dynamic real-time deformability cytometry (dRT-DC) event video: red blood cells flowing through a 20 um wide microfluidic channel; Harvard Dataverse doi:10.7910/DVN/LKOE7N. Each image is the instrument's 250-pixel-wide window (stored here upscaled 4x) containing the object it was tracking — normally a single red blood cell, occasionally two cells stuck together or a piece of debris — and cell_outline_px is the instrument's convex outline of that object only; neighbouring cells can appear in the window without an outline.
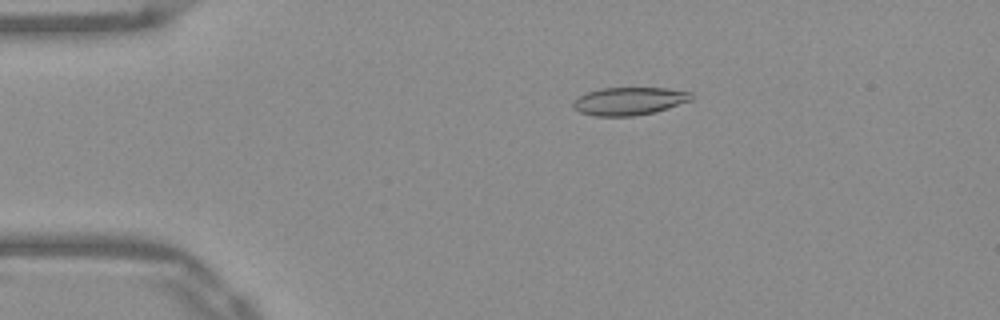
{"species": "Egyptian fruit bat (a non-hibernating species)", "species_latin": "Rousettus aegyptiacus", "temperature_condition": "warm", "stored_images_in_passage": 51, "camera_frame_rate_fps": 3000, "um_per_image_px": 0.085, "frame": {"image": 1, "passage_image": 10, "time_ms": 3.0, "image_size_px": [1000, 320], "cell_outline_px": [[692, 100], [668, 108], [652, 112], [632, 116], [596, 116], [580, 112], [572, 104], [572, 100], [588, 92], [600, 88], [668, 88], [692, 92]], "centroid_in_image_um": [53.49, 8.58], "position_along_channel_um": 31.5, "area_um2": 19.07}}
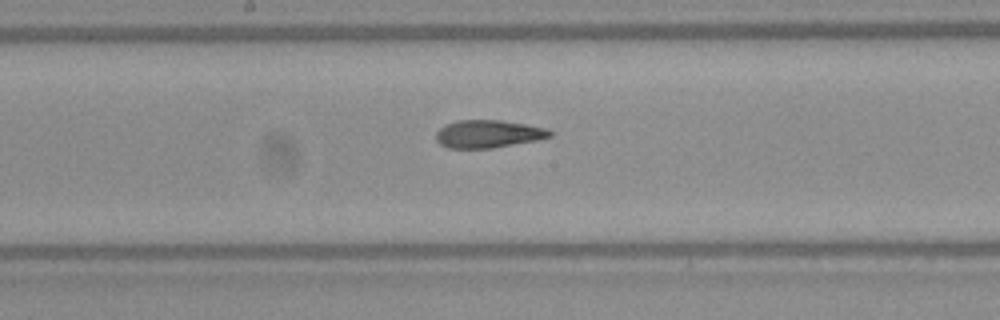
{"frame": {"image": 2, "passage_image": 27, "time_ms": 8.667, "image_size_px": [1000, 320], "cell_outline_px": [[552, 136], [536, 140], [492, 148], [448, 148], [440, 144], [436, 140], [436, 132], [444, 124], [456, 120], [500, 120], [548, 128], [552, 132]], "centroid_in_image_um": [41.47, 11.38], "position_along_channel_um": 206.7, "area_um2": 18.44}}
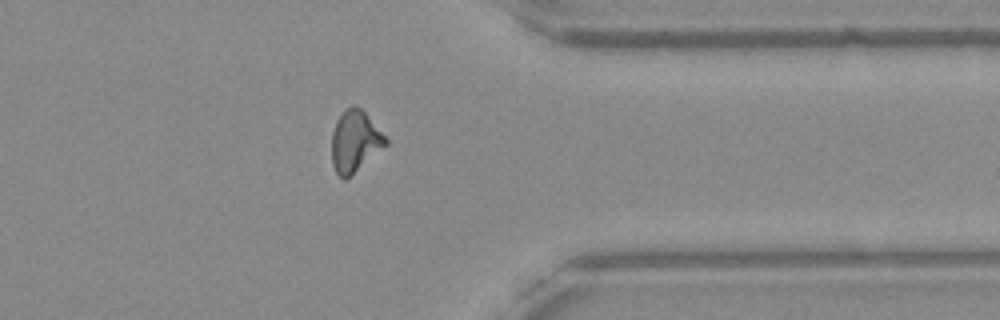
{"frame": {"image": 3, "passage_image": 41, "time_ms": 13.333, "image_size_px": [1000, 320], "cell_outline_px": [[388, 144], [344, 180], [336, 172], [332, 164], [332, 132], [336, 120], [352, 104], [356, 104], [364, 112], [388, 140]], "centroid_in_image_um": [30.15, 12.0], "position_along_channel_um": 381.2, "area_um2": 18.84}, "authors_computed_cell_mechanics": {"area_um2": 18.9584, "velocity_mm_per_s": 3.9461, "shape_relaxation_time_tau1_ms": null, "shape_relaxation_time_tau2_ms": 2.9804, "deformation_change_tau1": null, "deformation_change_tau2": 0.1054}}